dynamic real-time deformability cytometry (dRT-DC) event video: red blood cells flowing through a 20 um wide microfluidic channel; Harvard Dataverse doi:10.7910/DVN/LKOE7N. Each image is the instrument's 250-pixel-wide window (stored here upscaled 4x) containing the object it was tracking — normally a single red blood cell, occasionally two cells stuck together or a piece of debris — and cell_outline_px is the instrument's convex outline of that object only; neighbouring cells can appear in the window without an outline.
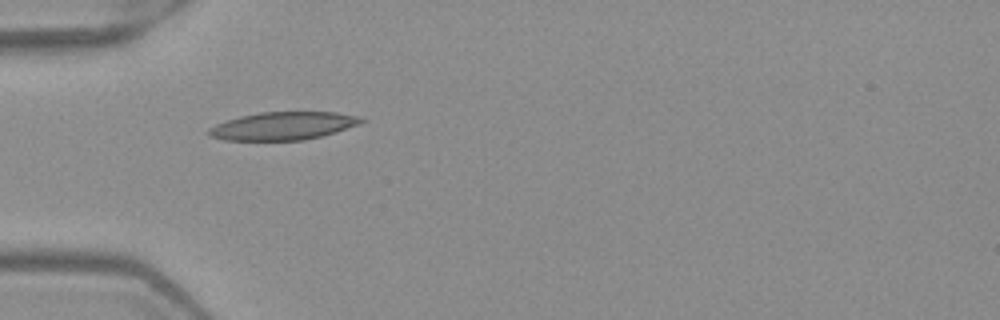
{"species": "Egyptian fruit bat (a non-hibernating species)", "species_latin": "Rousettus aegyptiacus", "temperature_condition": "warm", "stored_images_in_passage": 5, "camera_frame_rate_fps": 3000, "um_per_image_px": 0.085, "frame": {"image": 1, "passage_image": 4, "time_ms": 1.0, "image_size_px": [1000, 320], "cell_outline_px": [[364, 120], [360, 124], [336, 132], [304, 140], [224, 140], [208, 136], [204, 132], [208, 128], [216, 124], [240, 116], [260, 112], [336, 112], [360, 116]], "centroid_in_image_um": [24.03, 10.7], "position_along_channel_um": 61.0, "area_um2": 24.91}}
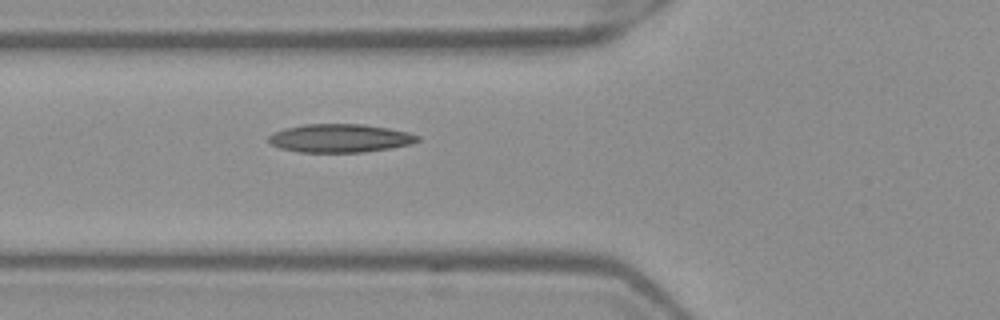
{"frame": {"image": 2, "passage_image": 5, "time_ms": 1.333, "image_size_px": [1000, 320], "cell_outline_px": [[420, 140], [412, 144], [392, 148], [364, 152], [300, 152], [280, 148], [272, 144], [268, 140], [268, 136], [284, 128], [304, 124], [364, 124], [388, 128], [408, 132], [420, 136]], "centroid_in_image_um": [28.93, 11.75], "position_along_channel_um": 96.9, "area_um2": 24.68}}